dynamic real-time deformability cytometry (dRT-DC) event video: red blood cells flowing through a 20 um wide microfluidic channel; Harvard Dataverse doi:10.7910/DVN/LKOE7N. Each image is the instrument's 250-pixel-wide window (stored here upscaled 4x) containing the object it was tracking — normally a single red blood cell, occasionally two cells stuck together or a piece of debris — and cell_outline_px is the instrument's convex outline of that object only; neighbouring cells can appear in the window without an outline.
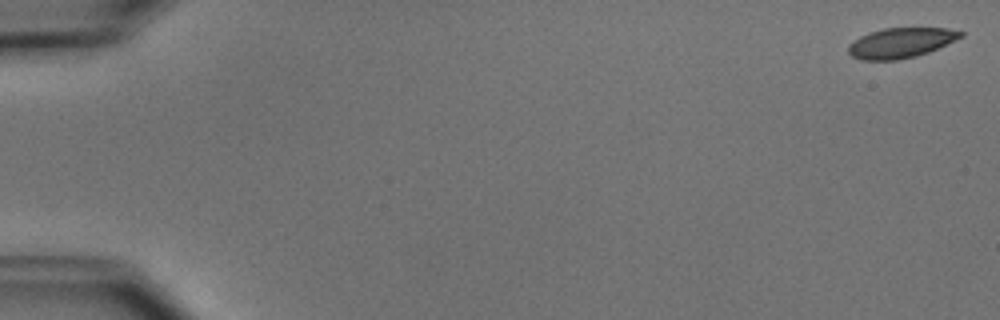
{"species": "common noctule bat (a hibernating species)", "species_latin": "Nyctalus noctula", "temperature_condition": "cold", "stored_images_in_passage": 4, "camera_frame_rate_fps": 3000, "um_per_image_px": 0.085, "animal": {"sex": "male", "body_mass_g": 15.6}, "frame": {"image": 1, "passage_image": 1, "time_ms": 0.0, "image_size_px": [1000, 320], "cell_outline_px": [[964, 36], [928, 52], [916, 56], [896, 60], [860, 60], [852, 56], [848, 52], [848, 44], [860, 36], [868, 32], [884, 28], [948, 28], [964, 32]], "centroid_in_image_um": [76.54, 3.64], "position_along_channel_um": 8.5, "area_um2": 19.71}}